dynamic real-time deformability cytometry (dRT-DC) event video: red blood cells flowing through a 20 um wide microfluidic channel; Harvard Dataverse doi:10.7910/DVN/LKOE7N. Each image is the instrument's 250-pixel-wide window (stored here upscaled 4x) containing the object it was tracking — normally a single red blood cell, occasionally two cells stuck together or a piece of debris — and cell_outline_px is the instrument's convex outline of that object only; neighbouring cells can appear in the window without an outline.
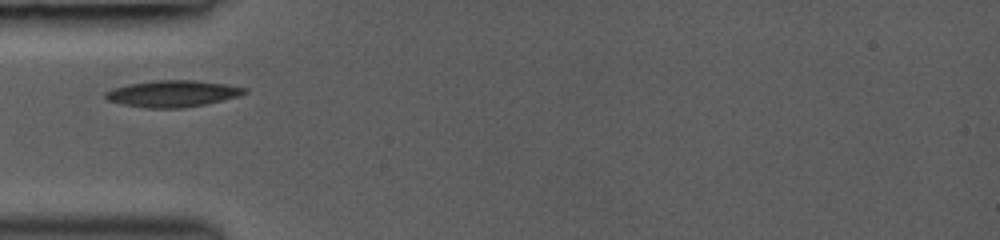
{"species": "common noctule bat (a hibernating species)", "species_latin": "Nyctalus noctula", "temperature_condition": "room temperature", "stored_images_in_passage": 27, "camera_frame_rate_fps": 3000, "um_per_image_px": 0.085, "animal": {"sex": "female", "body_mass_g": 19.0, "forearm_length_mm": 53.3}, "frame": {"image": 1, "passage_image": 1, "time_ms": 0.0, "image_size_px": [1000, 240], "cell_outline_px": [[248, 92], [240, 96], [204, 104], [184, 108], [144, 108], [120, 104], [108, 100], [104, 96], [104, 92], [112, 88], [128, 84], [152, 80], [196, 80], [228, 84], [248, 88]], "centroid_in_image_um": [14.67, 7.95], "position_along_channel_um": 70.3, "area_um2": 21.85}}
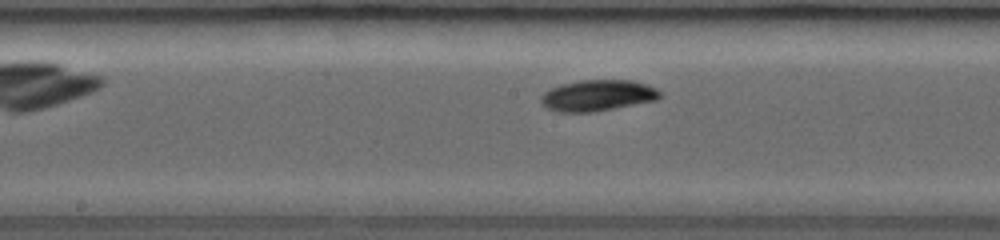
{"frame": {"image": 2, "passage_image": 10, "time_ms": 3.0, "image_size_px": [1000, 240], "cell_outline_px": [[664, 92], [656, 100], [592, 112], [556, 112], [548, 108], [540, 100], [540, 96], [544, 92], [560, 84], [580, 80], [632, 80], [656, 88]], "centroid_in_image_um": [50.79, 8.11], "position_along_channel_um": 197.4, "area_um2": 21.5}}
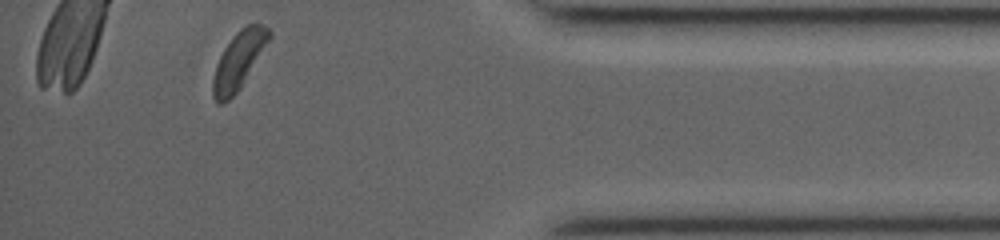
{"frame": {"image": 3, "passage_image": 27, "time_ms": 8.667, "image_size_px": [1000, 240], "cell_outline_px": [[272, 36], [240, 88], [224, 104], [216, 104], [212, 96], [212, 80], [216, 64], [224, 48], [232, 36], [240, 28], [248, 24], [260, 24], [268, 28], [272, 32]], "centroid_in_image_um": [20.27, 5.14], "position_along_channel_um": 414.9, "area_um2": 18.79}}